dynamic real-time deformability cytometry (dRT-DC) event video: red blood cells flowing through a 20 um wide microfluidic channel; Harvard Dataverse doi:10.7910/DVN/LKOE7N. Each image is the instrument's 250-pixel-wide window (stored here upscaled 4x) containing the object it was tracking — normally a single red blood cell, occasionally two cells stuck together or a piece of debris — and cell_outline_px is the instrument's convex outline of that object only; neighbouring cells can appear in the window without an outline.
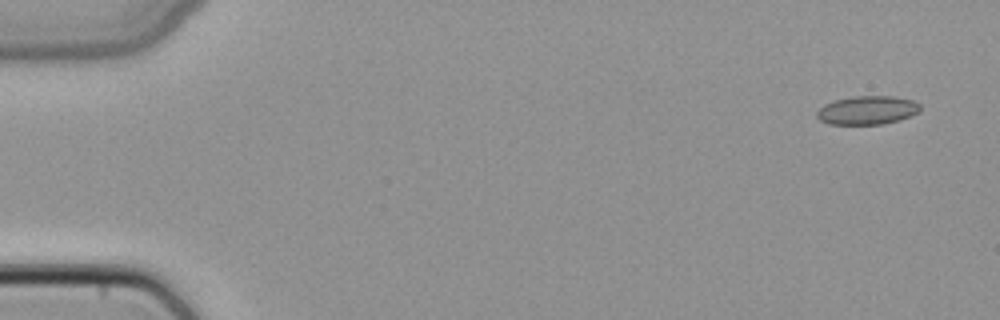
{"species": "common noctule bat (a hibernating species)", "species_latin": "Nyctalus noctula", "temperature_condition": "cold", "stored_images_in_passage": 4, "camera_frame_rate_fps": 3000, "um_per_image_px": 0.085, "animal": {"sex": "female", "body_mass_g": 22.7, "forearm_length_mm": 54.2}, "frame": {"image": 1, "passage_image": 1, "time_ms": 0.0, "image_size_px": [1000, 320], "cell_outline_px": [[920, 112], [912, 116], [900, 120], [884, 124], [828, 124], [820, 120], [816, 116], [816, 112], [824, 104], [836, 100], [852, 96], [892, 96], [912, 100], [920, 104]], "centroid_in_image_um": [73.74, 9.37], "position_along_channel_um": 11.3, "area_um2": 17.34}}
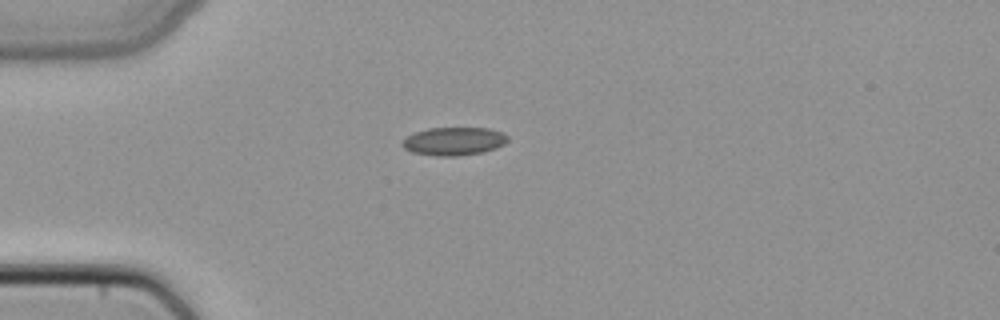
{"frame": {"image": 2, "passage_image": 4, "time_ms": 1.0, "image_size_px": [1000, 320], "cell_outline_px": [[508, 140], [504, 144], [496, 148], [484, 152], [456, 156], [436, 156], [412, 152], [404, 148], [400, 144], [408, 136], [416, 132], [428, 128], [488, 128], [504, 132], [508, 136]], "centroid_in_image_um": [38.61, 12.0], "position_along_channel_um": 46.4, "area_um2": 17.34}}